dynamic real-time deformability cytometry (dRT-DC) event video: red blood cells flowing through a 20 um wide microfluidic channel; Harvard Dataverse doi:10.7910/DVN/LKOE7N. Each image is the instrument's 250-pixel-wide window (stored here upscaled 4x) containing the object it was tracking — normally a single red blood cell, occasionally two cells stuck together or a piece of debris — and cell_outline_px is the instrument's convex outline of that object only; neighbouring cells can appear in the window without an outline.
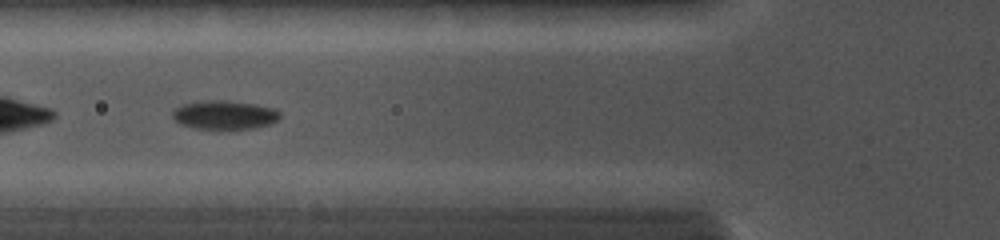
{"species": "common noctule bat (a hibernating species)", "species_latin": "Nyctalus noctula", "temperature_condition": "cold", "stored_images_in_passage": 5, "camera_frame_rate_fps": 5000, "um_per_image_px": 0.085, "animal": {"sex": "female", "body_mass_g": 19.0, "forearm_length_mm": 56.7}, "frame": {"image": 1, "passage_image": 2, "time_ms": 1.0, "image_size_px": [1000, 240], "cell_outline_px": [[280, 116], [272, 124], [252, 128], [220, 132], [196, 128], [180, 124], [172, 116], [172, 112], [176, 108], [184, 104], [204, 100], [224, 100], [252, 104], [272, 108], [280, 112]], "centroid_in_image_um": [19.07, 9.81], "position_along_channel_um": 106.7, "area_um2": 18.44}}
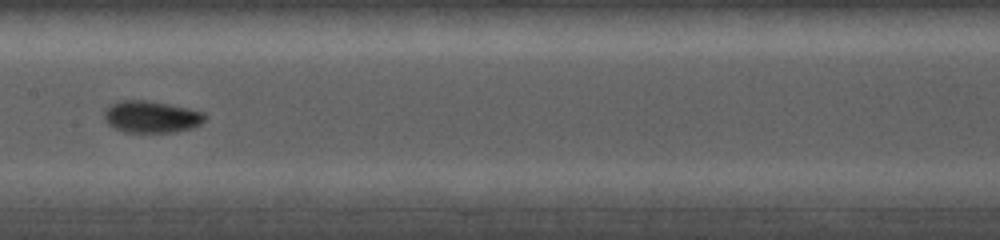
{"frame": {"image": 2, "passage_image": 4, "time_ms": 3.0, "image_size_px": [1000, 240], "cell_outline_px": [[208, 116], [200, 124], [192, 128], [176, 132], [124, 132], [108, 124], [104, 120], [104, 112], [108, 104], [120, 100], [144, 100], [168, 104], [188, 108], [204, 112]], "centroid_in_image_um": [12.85, 9.92], "position_along_channel_um": 194.5, "area_um2": 18.84}}
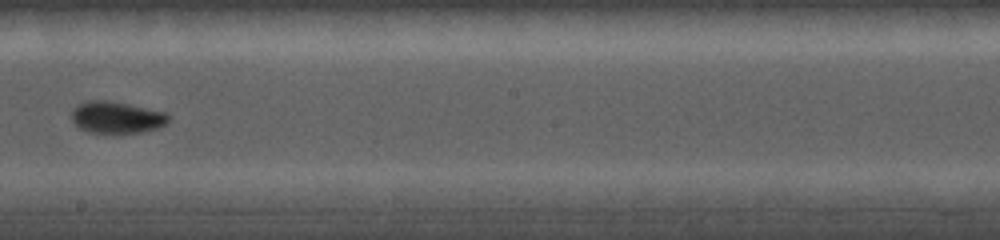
{"frame": {"image": 3, "passage_image": 5, "time_ms": 4.0, "image_size_px": [1000, 240], "cell_outline_px": [[168, 120], [164, 124], [156, 128], [140, 132], [116, 136], [88, 132], [80, 128], [72, 120], [72, 108], [76, 104], [88, 100], [108, 100], [168, 112]], "centroid_in_image_um": [9.87, 10.0], "position_along_channel_um": 238.3, "area_um2": 18.55}}